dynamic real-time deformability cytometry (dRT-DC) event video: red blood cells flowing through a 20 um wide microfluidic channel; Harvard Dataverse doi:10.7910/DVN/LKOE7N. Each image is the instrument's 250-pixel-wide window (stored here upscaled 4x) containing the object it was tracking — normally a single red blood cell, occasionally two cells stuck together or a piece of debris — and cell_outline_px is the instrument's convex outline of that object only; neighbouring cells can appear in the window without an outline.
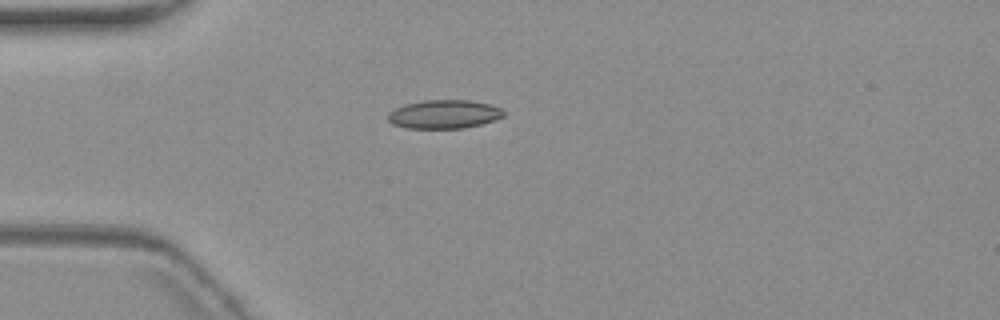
{"species": "common noctule bat (a hibernating species)", "species_latin": "Nyctalus noctula", "temperature_condition": "warm", "stored_images_in_passage": 3, "camera_frame_rate_fps": 3000, "um_per_image_px": 0.085, "animal": {"sex": "female", "body_mass_g": 19.3, "forearm_length_mm": 54.1}, "frame": {"image": 1, "passage_image": 1, "time_ms": 0.0, "image_size_px": [1000, 320], "cell_outline_px": [[504, 116], [480, 124], [464, 128], [408, 128], [392, 124], [388, 120], [388, 112], [404, 104], [424, 100], [468, 100], [488, 104], [500, 108], [504, 112]], "centroid_in_image_um": [37.7, 9.7], "position_along_channel_um": 47.3, "area_um2": 19.13}}
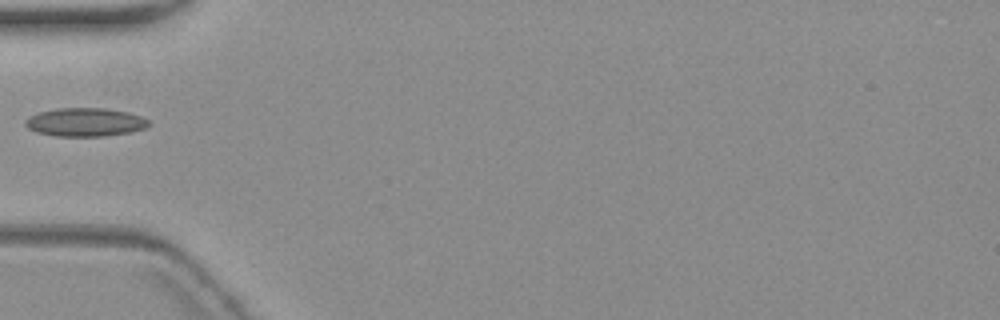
{"frame": {"image": 2, "passage_image": 2, "time_ms": 1.333, "image_size_px": [1000, 320], "cell_outline_px": [[152, 124], [144, 128], [128, 132], [104, 136], [56, 136], [36, 132], [28, 128], [24, 124], [24, 120], [28, 116], [40, 112], [56, 108], [104, 108], [128, 112], [140, 116], [148, 120]], "centroid_in_image_um": [7.21, 10.38], "position_along_channel_um": 77.8, "area_um2": 20.46}}
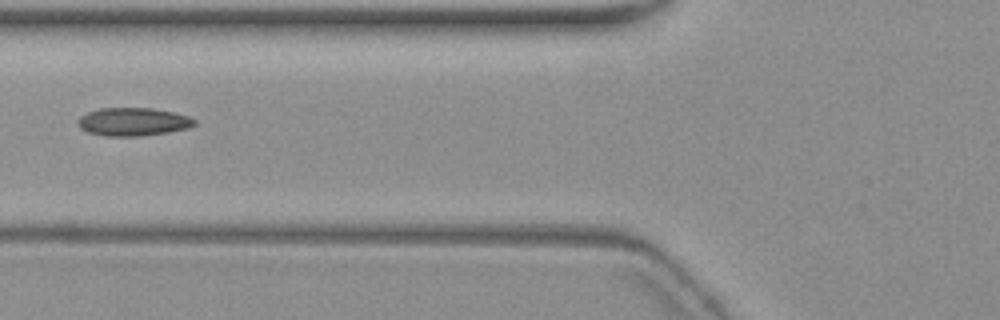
{"frame": {"image": 3, "passage_image": 3, "time_ms": 2.333, "image_size_px": [1000, 320], "cell_outline_px": [[196, 124], [188, 128], [168, 132], [140, 136], [104, 136], [88, 132], [80, 128], [76, 124], [76, 120], [80, 116], [88, 112], [100, 108], [152, 108], [172, 112], [188, 116], [196, 120]], "centroid_in_image_um": [11.28, 10.35], "position_along_channel_um": 114.5, "area_um2": 19.19}}